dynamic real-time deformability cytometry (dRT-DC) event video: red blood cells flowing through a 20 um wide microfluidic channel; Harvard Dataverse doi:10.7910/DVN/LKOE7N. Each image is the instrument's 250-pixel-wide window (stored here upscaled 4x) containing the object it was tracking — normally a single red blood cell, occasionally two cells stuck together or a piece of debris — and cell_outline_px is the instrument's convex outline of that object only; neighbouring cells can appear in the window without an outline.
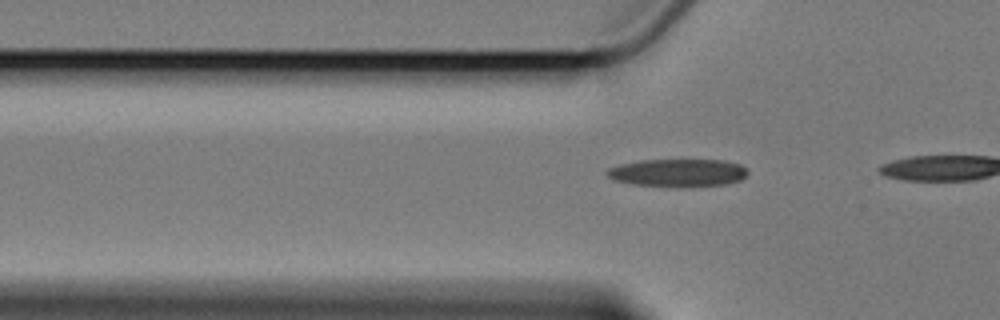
{"species": "Egyptian fruit bat (a non-hibernating species)", "species_latin": "Rousettus aegyptiacus", "temperature_condition": "cold", "stored_images_in_passage": 10, "camera_frame_rate_fps": 3000, "um_per_image_px": 0.085, "animal": {"sex": "female"}, "frame": {"image": 1, "passage_image": 7, "time_ms": 2.0, "image_size_px": [1000, 320], "cell_outline_px": [[748, 172], [740, 180], [724, 184], [632, 184], [612, 180], [604, 172], [608, 168], [620, 164], [640, 160], [724, 160], [740, 164]], "centroid_in_image_um": [57.56, 14.63], "position_along_channel_um": 68.2, "area_um2": 21.73}}